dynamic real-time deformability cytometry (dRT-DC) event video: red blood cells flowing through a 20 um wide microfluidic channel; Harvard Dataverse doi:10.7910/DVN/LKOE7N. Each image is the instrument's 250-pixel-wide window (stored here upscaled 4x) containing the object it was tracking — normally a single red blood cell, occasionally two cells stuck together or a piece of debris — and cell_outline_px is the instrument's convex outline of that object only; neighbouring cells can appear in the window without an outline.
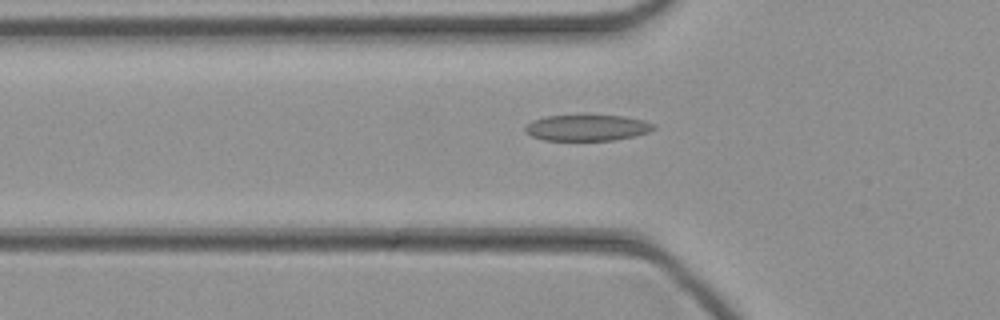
{"species": "common noctule bat (a hibernating species)", "species_latin": "Nyctalus noctula", "temperature_condition": "cold", "stored_images_in_passage": 45, "camera_frame_rate_fps": 3000, "um_per_image_px": 0.085, "animal": {"sex": "female", "body_mass_g": 21.9}, "frame": {"image": 1, "passage_image": 15, "time_ms": 4.667, "image_size_px": [1000, 320], "cell_outline_px": [[656, 128], [648, 132], [636, 136], [616, 140], [544, 140], [532, 136], [524, 132], [524, 128], [532, 120], [544, 116], [624, 116], [644, 120], [656, 124]], "centroid_in_image_um": [49.93, 10.86], "position_along_channel_um": 75.9, "area_um2": 19.54}}
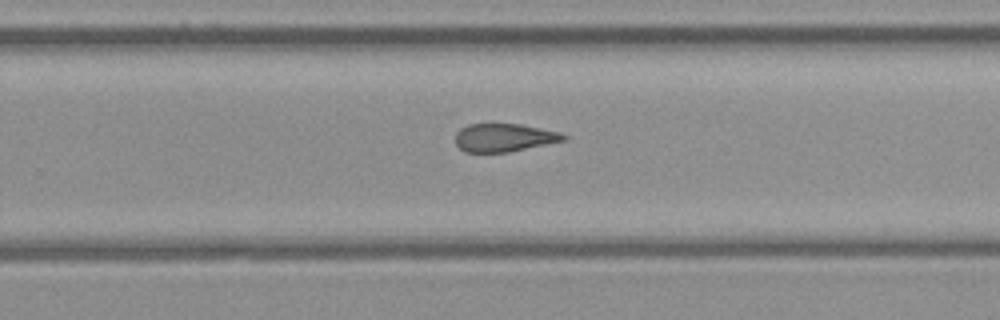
{"frame": {"image": 2, "passage_image": 29, "time_ms": 9.333, "image_size_px": [1000, 320], "cell_outline_px": [[568, 140], [508, 152], [464, 152], [456, 144], [456, 132], [460, 128], [468, 124], [520, 124], [560, 132], [568, 136]], "centroid_in_image_um": [42.87, 11.7], "position_along_channel_um": 286.9, "area_um2": 17.8}}
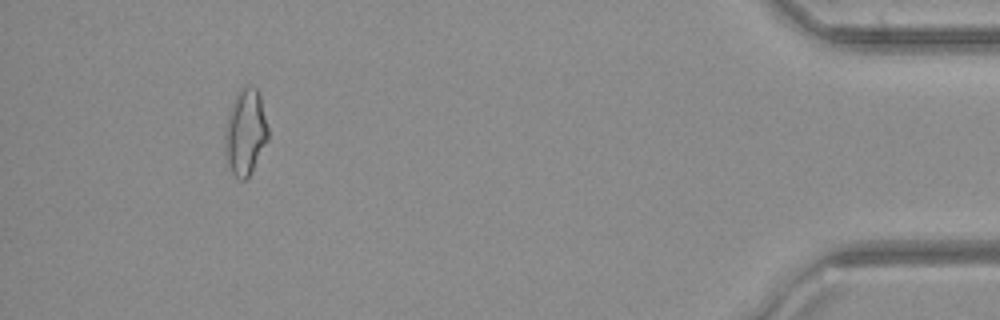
{"frame": {"image": 3, "passage_image": 42, "time_ms": 13.667, "image_size_px": [1000, 320], "cell_outline_px": [[268, 140], [248, 176], [244, 180], [240, 180], [232, 172], [224, 156], [224, 128], [228, 112], [236, 92], [244, 84], [252, 84], [256, 88], [260, 96], [268, 128]], "centroid_in_image_um": [20.82, 11.17], "position_along_channel_um": 414.4, "area_um2": 21.91}}